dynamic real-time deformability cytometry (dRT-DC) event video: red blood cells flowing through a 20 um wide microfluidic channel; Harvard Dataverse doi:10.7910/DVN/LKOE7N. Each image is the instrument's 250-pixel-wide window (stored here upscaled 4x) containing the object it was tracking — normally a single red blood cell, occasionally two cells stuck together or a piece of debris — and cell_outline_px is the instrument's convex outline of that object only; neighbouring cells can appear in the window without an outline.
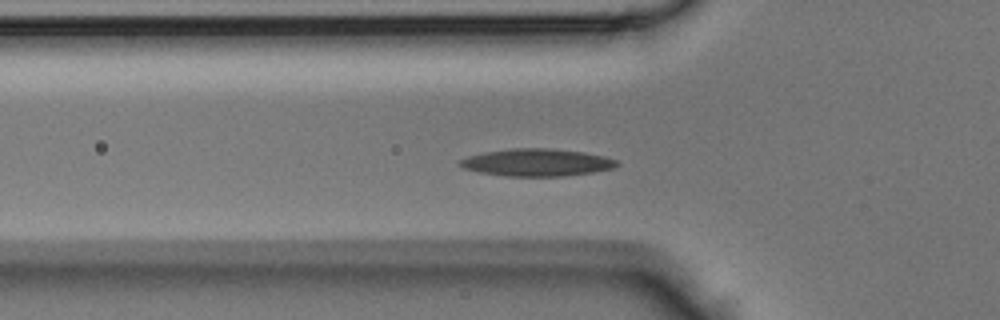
{"species": "Egyptian fruit bat (a non-hibernating species)", "species_latin": "Rousettus aegyptiacus", "temperature_condition": "room temperature", "stored_images_in_passage": 36, "camera_frame_rate_fps": 3000, "um_per_image_px": 0.085, "animal": {"sex": "male"}, "frame": {"image": 1, "passage_image": 6, "time_ms": 1.667, "image_size_px": [1000, 320], "cell_outline_px": [[620, 164], [616, 168], [592, 172], [564, 176], [504, 176], [476, 172], [464, 168], [460, 164], [460, 160], [468, 156], [484, 152], [512, 148], [552, 148], [584, 152], [604, 156], [616, 160]], "centroid_in_image_um": [45.65, 13.81], "position_along_channel_um": 80.2, "area_um2": 25.14}}
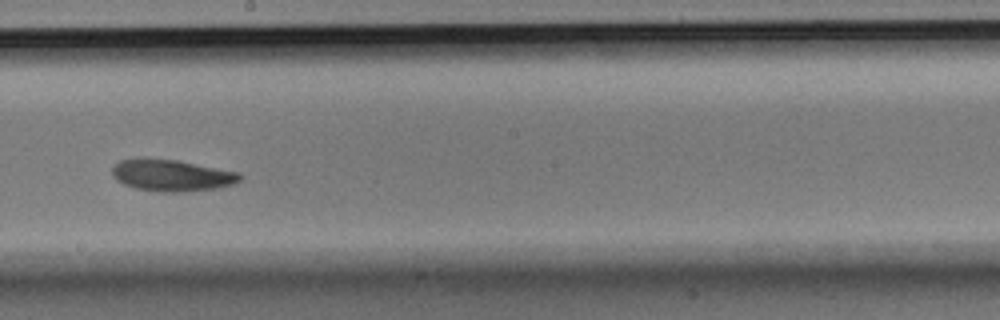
{"frame": {"image": 2, "passage_image": 16, "time_ms": 5.0, "image_size_px": [1000, 320], "cell_outline_px": [[244, 176], [240, 180], [232, 184], [220, 188], [188, 192], [156, 192], [136, 188], [124, 184], [116, 180], [112, 176], [112, 168], [120, 160], [140, 156], [144, 156], [176, 160], [240, 172]], "centroid_in_image_um": [14.58, 14.89], "position_along_channel_um": 233.6, "area_um2": 24.22}}
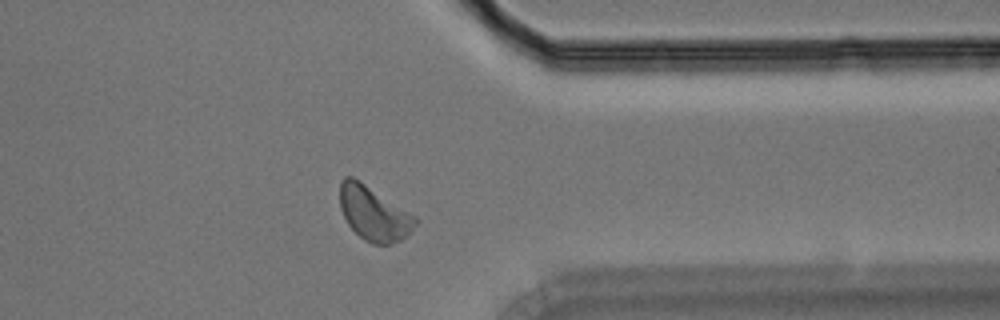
{"frame": {"image": 3, "passage_image": 26, "time_ms": 8.333, "image_size_px": [1000, 320], "cell_outline_px": [[416, 224], [408, 236], [400, 240], [388, 244], [372, 244], [364, 240], [348, 224], [340, 208], [340, 180], [344, 176], [352, 176], [360, 180], [416, 216]], "centroid_in_image_um": [31.76, 18.13], "position_along_channel_um": 379.6, "area_um2": 23.81}}